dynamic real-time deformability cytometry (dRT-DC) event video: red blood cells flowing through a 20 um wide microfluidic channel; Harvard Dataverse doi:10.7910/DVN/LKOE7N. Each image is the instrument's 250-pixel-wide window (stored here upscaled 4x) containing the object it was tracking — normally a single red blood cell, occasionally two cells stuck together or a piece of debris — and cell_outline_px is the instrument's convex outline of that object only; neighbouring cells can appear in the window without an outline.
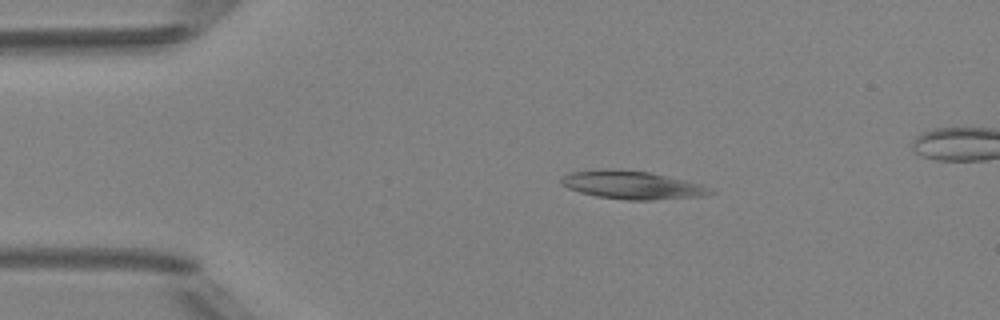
{"species": "Egyptian fruit bat (a non-hibernating species)", "species_latin": "Rousettus aegyptiacus", "temperature_condition": "room temperature", "stored_images_in_passage": 4, "camera_frame_rate_fps": 3000, "um_per_image_px": 0.085, "animal": {"sex": "female"}, "frame": {"image": 1, "passage_image": 2, "time_ms": 1.0, "image_size_px": [1000, 320], "cell_outline_px": [[716, 192], [704, 196], [652, 200], [628, 200], [596, 196], [580, 192], [568, 188], [560, 184], [560, 180], [564, 176], [572, 172], [648, 172], [684, 180], [700, 184], [712, 188]], "centroid_in_image_um": [53.83, 15.79], "position_along_channel_um": 31.2, "area_um2": 23.24}}